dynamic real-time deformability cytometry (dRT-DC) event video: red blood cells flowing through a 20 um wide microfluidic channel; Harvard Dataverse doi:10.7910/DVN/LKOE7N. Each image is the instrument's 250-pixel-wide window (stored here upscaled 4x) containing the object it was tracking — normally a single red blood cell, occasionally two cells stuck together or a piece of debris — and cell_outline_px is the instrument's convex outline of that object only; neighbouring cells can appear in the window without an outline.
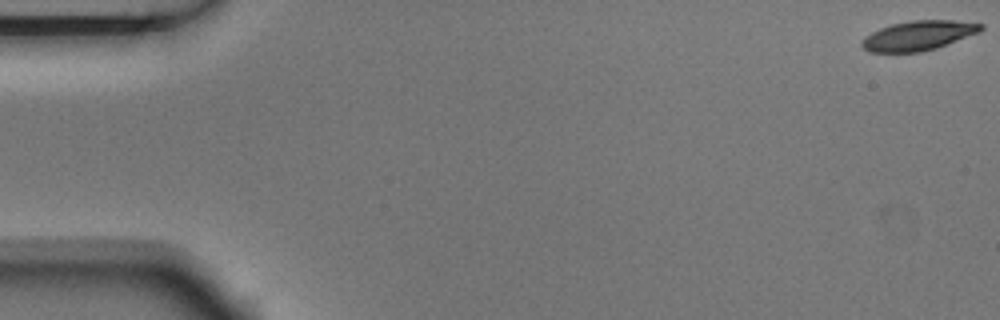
{"species": "Egyptian fruit bat (a non-hibernating species)", "species_latin": "Rousettus aegyptiacus", "temperature_condition": "room temperature", "stored_images_in_passage": 8, "camera_frame_rate_fps": 3000, "um_per_image_px": 0.085, "animal": {"sex": "male"}, "frame": {"image": 1, "passage_image": 1, "time_ms": 0.0, "image_size_px": [1000, 320], "cell_outline_px": [[984, 28], [980, 32], [936, 48], [920, 52], [868, 52], [860, 44], [860, 40], [864, 36], [880, 28], [892, 24], [912, 20], [952, 20], [984, 24]], "centroid_in_image_um": [78.05, 3.02], "position_along_channel_um": 7.0, "area_um2": 20.58}}
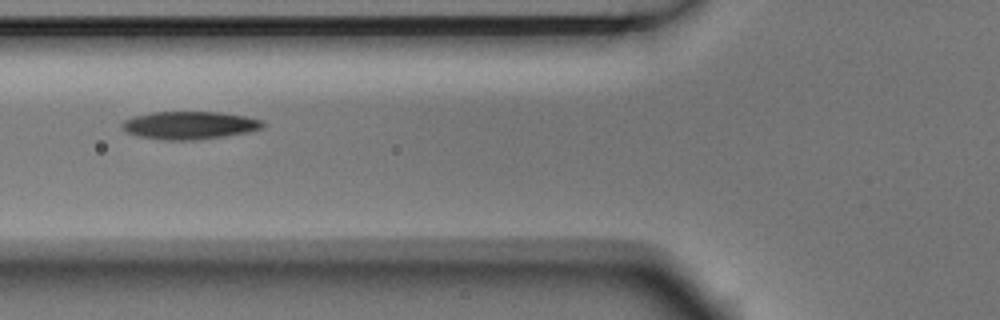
{"frame": {"image": 2, "passage_image": 6, "time_ms": 1.667, "image_size_px": [1000, 320], "cell_outline_px": [[264, 128], [248, 132], [200, 140], [164, 140], [136, 136], [128, 132], [120, 124], [124, 120], [136, 116], [152, 112], [220, 112], [244, 116], [264, 120]], "centroid_in_image_um": [16.14, 10.65], "position_along_channel_um": 109.7, "area_um2": 22.89}}
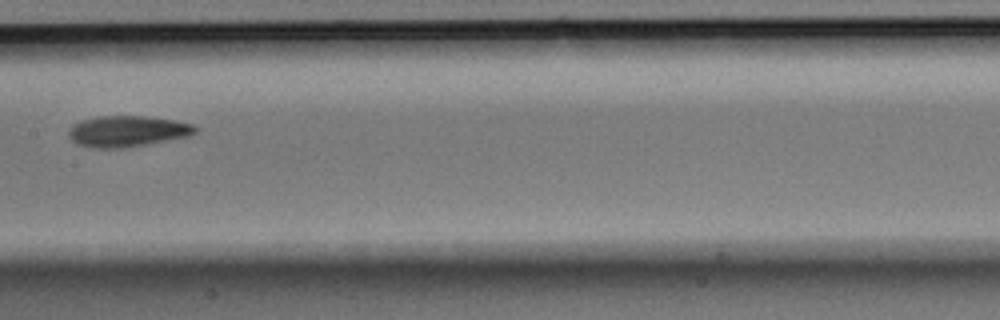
{"frame": {"image": 3, "passage_image": 8, "time_ms": 2.333, "image_size_px": [1000, 320], "cell_outline_px": [[196, 132], [188, 136], [144, 144], [120, 148], [92, 148], [76, 144], [68, 136], [68, 132], [72, 124], [80, 120], [96, 116], [144, 116], [172, 120], [192, 124], [196, 128]], "centroid_in_image_um": [10.74, 11.15], "position_along_channel_um": 196.7, "area_um2": 22.72}}